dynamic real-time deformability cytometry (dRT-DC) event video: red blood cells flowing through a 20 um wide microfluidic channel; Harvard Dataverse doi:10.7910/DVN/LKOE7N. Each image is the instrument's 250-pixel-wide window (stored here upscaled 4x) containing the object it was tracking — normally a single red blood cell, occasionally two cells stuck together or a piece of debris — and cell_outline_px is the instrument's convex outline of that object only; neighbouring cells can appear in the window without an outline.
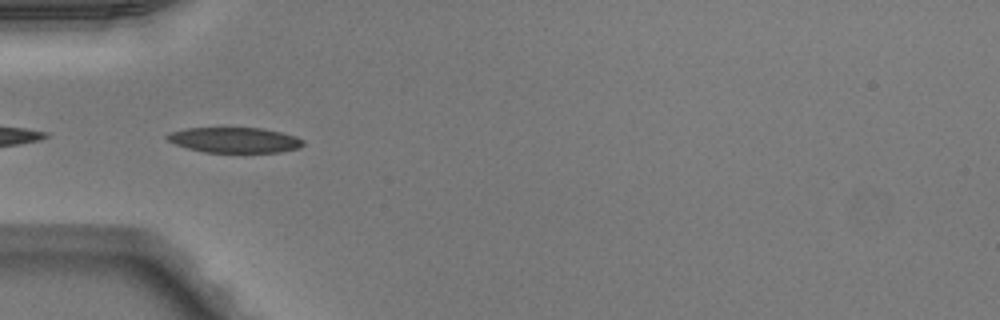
{"species": "Egyptian fruit bat (a non-hibernating species)", "species_latin": "Rousettus aegyptiacus", "temperature_condition": "warm", "stored_images_in_passage": 18, "camera_frame_rate_fps": 3000, "um_per_image_px": 0.085, "animal": {"sex": "male"}, "frame": {"image": 1, "passage_image": 1, "time_ms": 0.0, "image_size_px": [1000, 320], "cell_outline_px": [[304, 144], [300, 148], [280, 152], [204, 152], [188, 148], [176, 144], [168, 140], [164, 136], [168, 132], [188, 128], [264, 128], [296, 136], [304, 140]], "centroid_in_image_um": [19.95, 11.9], "position_along_channel_um": 65.0, "area_um2": 20.11}}
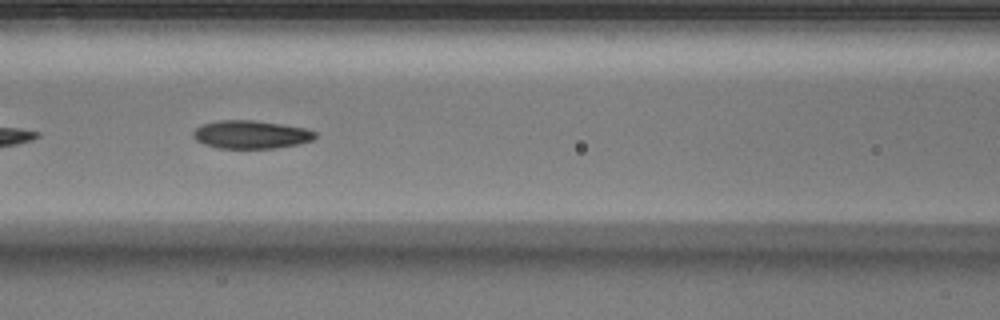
{"frame": {"image": 2, "passage_image": 7, "time_ms": 2.0, "image_size_px": [1000, 320], "cell_outline_px": [[316, 136], [312, 140], [296, 144], [276, 148], [220, 148], [204, 144], [196, 140], [192, 136], [192, 132], [200, 124], [216, 120], [252, 120], [280, 124], [304, 128], [316, 132]], "centroid_in_image_um": [21.27, 11.43], "position_along_channel_um": 145.3, "area_um2": 19.94}}
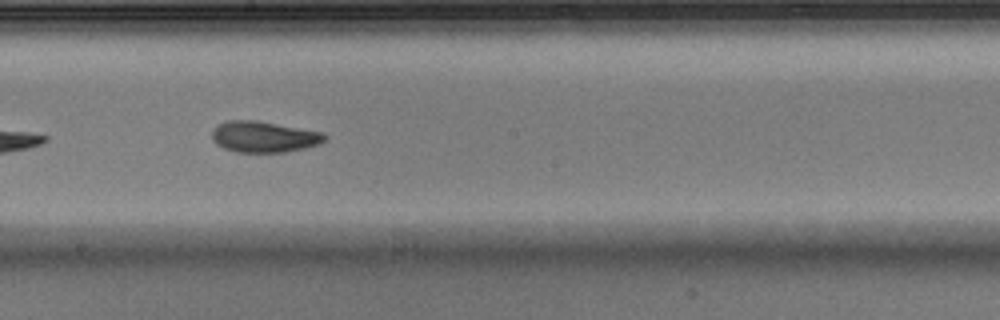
{"frame": {"image": 3, "passage_image": 13, "time_ms": 4.0, "image_size_px": [1000, 320], "cell_outline_px": [[328, 136], [320, 144], [304, 148], [284, 152], [236, 152], [224, 148], [216, 144], [212, 140], [212, 132], [220, 124], [228, 120], [256, 120], [324, 132]], "centroid_in_image_um": [22.46, 11.63], "position_along_channel_um": 225.7, "area_um2": 20.4}}